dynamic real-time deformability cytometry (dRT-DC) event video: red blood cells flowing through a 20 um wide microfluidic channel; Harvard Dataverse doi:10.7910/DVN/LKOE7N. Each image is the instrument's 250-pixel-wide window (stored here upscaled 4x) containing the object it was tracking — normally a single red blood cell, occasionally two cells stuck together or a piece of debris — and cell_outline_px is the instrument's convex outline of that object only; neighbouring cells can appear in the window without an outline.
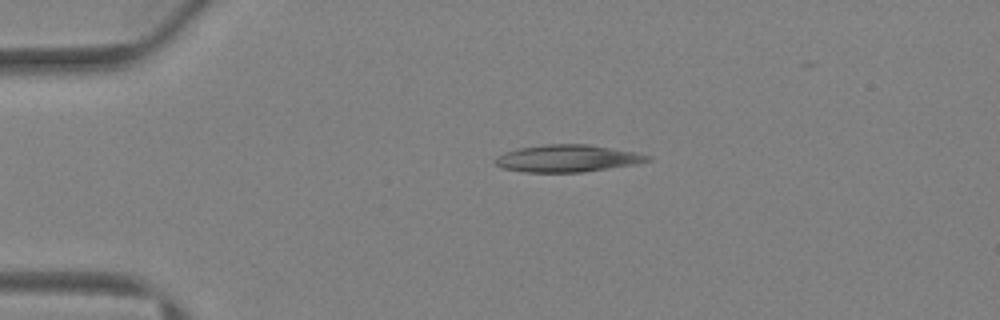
{"species": "Egyptian fruit bat (a non-hibernating species)", "species_latin": "Rousettus aegyptiacus", "temperature_condition": "warm", "stored_images_in_passage": 27, "camera_frame_rate_fps": 3000, "um_per_image_px": 0.085, "animal": {"sex": "female"}, "frame": {"image": 1, "passage_image": 9, "time_ms": 2.667, "image_size_px": [1000, 320], "cell_outline_px": [[652, 160], [636, 164], [584, 172], [524, 172], [500, 168], [492, 160], [496, 156], [504, 152], [516, 148], [544, 144], [588, 144], [636, 152], [652, 156]], "centroid_in_image_um": [48.2, 13.46], "position_along_channel_um": 36.8, "area_um2": 24.45}}
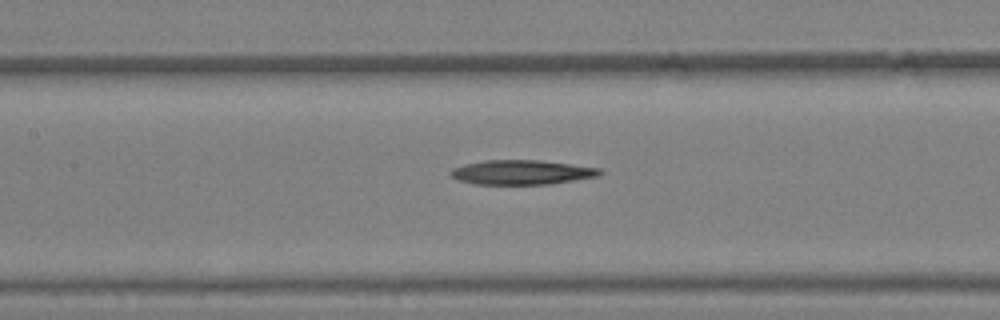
{"frame": {"image": 2, "passage_image": 19, "time_ms": 6.0, "image_size_px": [1000, 320], "cell_outline_px": [[604, 172], [600, 176], [548, 184], [476, 184], [456, 180], [448, 172], [452, 168], [464, 164], [484, 160], [540, 160], [600, 168]], "centroid_in_image_um": [44.33, 14.64], "position_along_channel_um": 163.1, "area_um2": 21.39}}
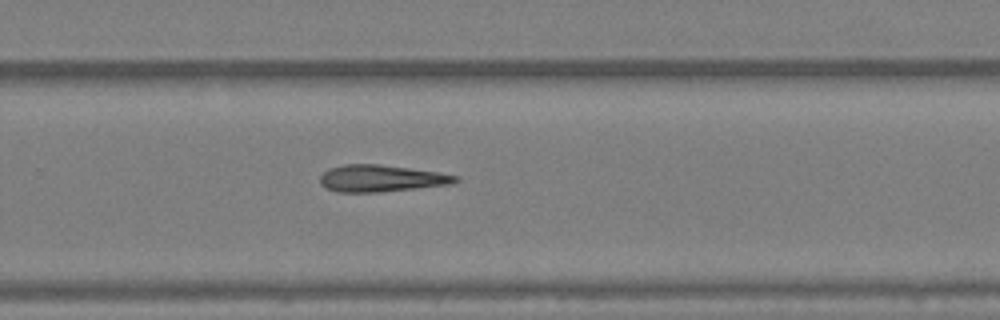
{"frame": {"image": 3, "passage_image": 27, "time_ms": 8.667, "image_size_px": [1000, 320], "cell_outline_px": [[460, 180], [452, 184], [380, 192], [336, 192], [324, 188], [320, 184], [320, 176], [324, 172], [332, 168], [344, 164], [380, 164], [436, 172], [460, 176]], "centroid_in_image_um": [32.39, 15.17], "position_along_channel_um": 297.4, "area_um2": 21.15}}